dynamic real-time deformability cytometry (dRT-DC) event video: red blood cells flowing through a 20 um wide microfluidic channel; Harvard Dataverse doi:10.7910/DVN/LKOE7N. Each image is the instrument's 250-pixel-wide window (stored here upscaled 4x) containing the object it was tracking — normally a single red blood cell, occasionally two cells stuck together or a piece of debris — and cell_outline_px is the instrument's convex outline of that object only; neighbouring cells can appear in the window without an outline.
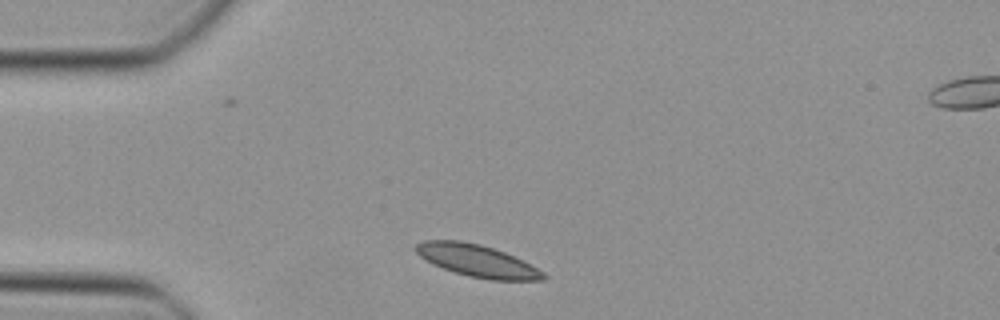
{"species": "Egyptian fruit bat (a non-hibernating species)", "species_latin": "Rousettus aegyptiacus", "temperature_condition": "cold", "stored_images_in_passage": 37, "camera_frame_rate_fps": 3000, "um_per_image_px": 0.085, "animal": {"sex": "female"}, "frame": {"image": 1, "passage_image": 1, "time_ms": 0.0, "image_size_px": [1000, 320], "cell_outline_px": [[548, 280], [492, 280], [468, 276], [444, 268], [420, 256], [416, 252], [416, 244], [424, 240], [460, 240], [480, 244], [504, 252], [524, 260], [544, 272], [548, 276]], "centroid_in_image_um": [40.63, 22.17], "position_along_channel_um": 44.4, "area_um2": 23.7}}
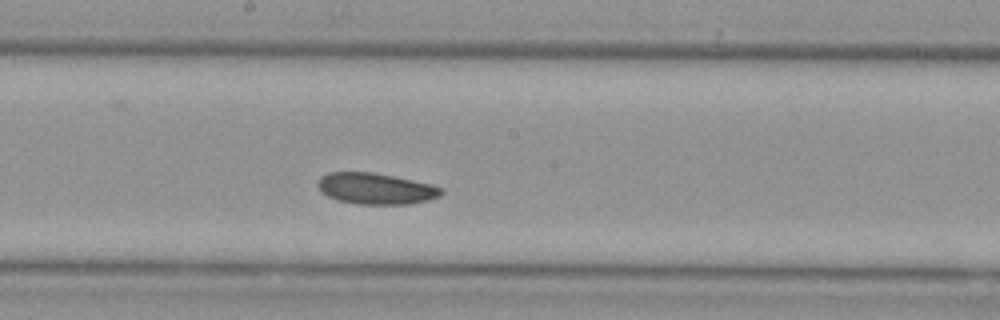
{"frame": {"image": 2, "passage_image": 15, "time_ms": 4.667, "image_size_px": [1000, 320], "cell_outline_px": [[444, 192], [440, 196], [428, 200], [408, 204], [356, 204], [340, 200], [328, 196], [320, 192], [316, 184], [320, 176], [328, 172], [372, 172], [432, 184], [444, 188]], "centroid_in_image_um": [31.93, 16.03], "position_along_channel_um": 216.3, "area_um2": 22.54}}
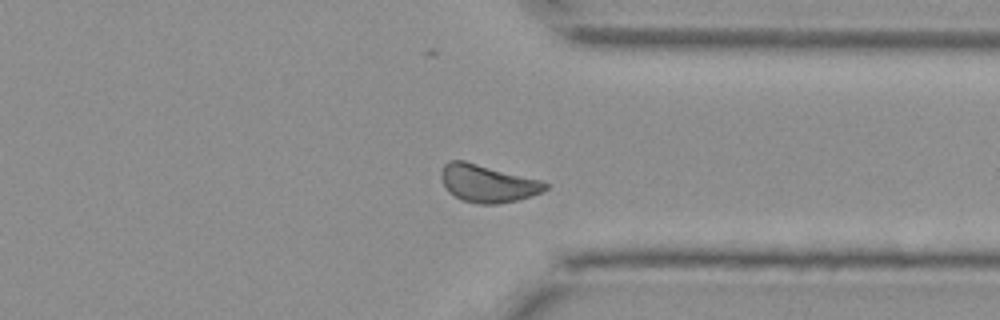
{"frame": {"image": 3, "passage_image": 26, "time_ms": 8.333, "image_size_px": [1000, 320], "cell_outline_px": [[548, 188], [532, 196], [516, 200], [496, 204], [476, 204], [464, 200], [448, 192], [440, 176], [440, 172], [444, 164], [448, 160], [464, 160], [540, 180], [548, 184]], "centroid_in_image_um": [41.41, 15.58], "position_along_channel_um": 370.0, "area_um2": 22.66}}